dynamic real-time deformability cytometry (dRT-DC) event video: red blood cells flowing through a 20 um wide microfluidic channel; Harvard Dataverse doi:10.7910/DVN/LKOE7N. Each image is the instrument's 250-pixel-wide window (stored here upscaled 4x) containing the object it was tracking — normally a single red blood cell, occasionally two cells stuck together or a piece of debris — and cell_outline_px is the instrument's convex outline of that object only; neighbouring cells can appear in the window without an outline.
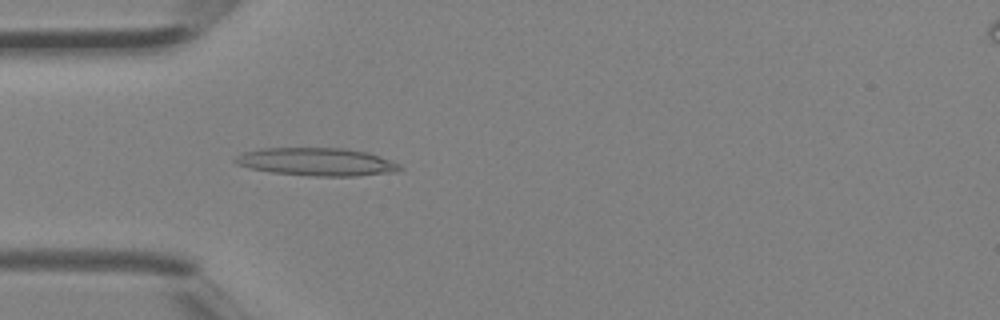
{"species": "Egyptian fruit bat (a non-hibernating species)", "species_latin": "Rousettus aegyptiacus", "temperature_condition": "room temperature", "stored_images_in_passage": 2, "camera_frame_rate_fps": 3000, "um_per_image_px": 0.085, "animal": {"sex": "female"}, "frame": {"image": 1, "passage_image": 2, "time_ms": 0.333, "image_size_px": [1000, 320], "cell_outline_px": [[404, 168], [396, 172], [356, 176], [316, 176], [272, 172], [252, 168], [236, 164], [232, 160], [236, 156], [244, 152], [260, 148], [340, 148], [368, 152], [400, 164]], "centroid_in_image_um": [26.94, 13.75], "position_along_channel_um": 58.1, "area_um2": 26.7}}